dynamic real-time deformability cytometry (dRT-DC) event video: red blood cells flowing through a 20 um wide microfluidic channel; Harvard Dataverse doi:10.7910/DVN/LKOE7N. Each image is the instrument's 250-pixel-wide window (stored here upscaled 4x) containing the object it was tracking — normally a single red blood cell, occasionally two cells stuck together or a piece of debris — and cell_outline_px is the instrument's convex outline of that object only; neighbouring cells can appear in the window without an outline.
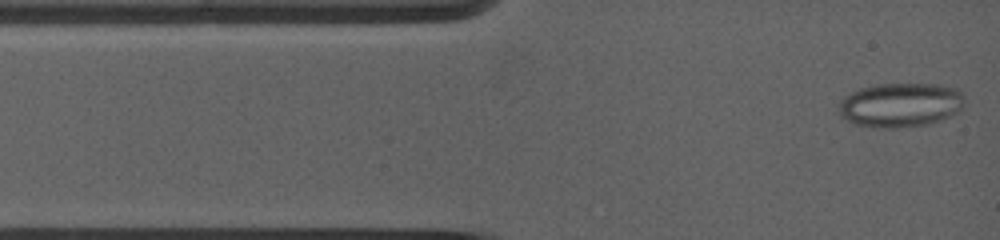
{"species": "common noctule bat (a hibernating species)", "species_latin": "Nyctalus noctula", "temperature_condition": "warm", "stored_images_in_passage": 78, "camera_frame_rate_fps": 5000, "um_per_image_px": 0.085, "animal": {"sex": "female", "body_mass_g": 19.0, "forearm_length_mm": 53.3}, "frame": {"image": 1, "passage_image": 1, "time_ms": 0.0, "image_size_px": [1000, 240], "cell_outline_px": [[964, 104], [960, 112], [940, 120], [928, 124], [892, 128], [880, 128], [856, 124], [840, 116], [840, 100], [844, 96], [860, 88], [880, 84], [940, 84], [956, 88], [964, 96]], "centroid_in_image_um": [76.58, 8.91], "position_along_channel_um": 8.4, "area_um2": 32.48}}
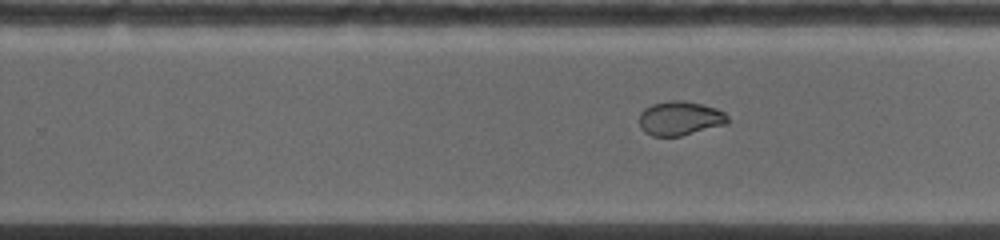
{"frame": {"image": 2, "passage_image": 39, "time_ms": 7.8, "image_size_px": [1000, 240], "cell_outline_px": [[728, 124], [680, 136], [652, 136], [644, 132], [640, 128], [640, 112], [644, 108], [652, 104], [672, 100], [684, 100], [716, 108], [724, 112], [728, 116]], "centroid_in_image_um": [57.79, 10.06], "position_along_channel_um": 272.0, "area_um2": 17.69}}
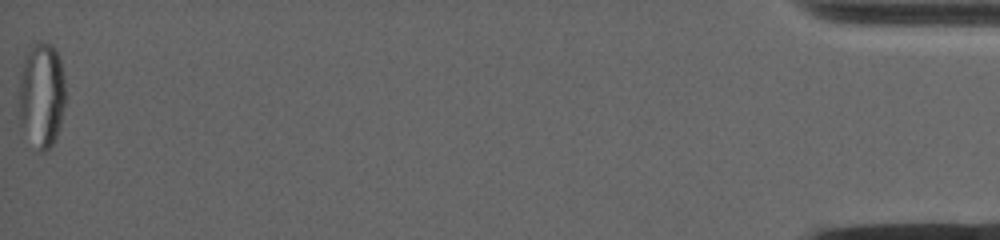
{"frame": {"image": 3, "passage_image": 78, "time_ms": 16.0, "image_size_px": [1000, 240], "cell_outline_px": [[64, 104], [60, 120], [52, 144], [48, 148], [40, 148], [20, 124], [20, 72], [24, 60], [32, 44], [40, 40], [52, 44], [60, 60], [64, 80]], "centroid_in_image_um": [3.53, 7.94], "position_along_channel_um": 431.7, "area_um2": 27.28}}